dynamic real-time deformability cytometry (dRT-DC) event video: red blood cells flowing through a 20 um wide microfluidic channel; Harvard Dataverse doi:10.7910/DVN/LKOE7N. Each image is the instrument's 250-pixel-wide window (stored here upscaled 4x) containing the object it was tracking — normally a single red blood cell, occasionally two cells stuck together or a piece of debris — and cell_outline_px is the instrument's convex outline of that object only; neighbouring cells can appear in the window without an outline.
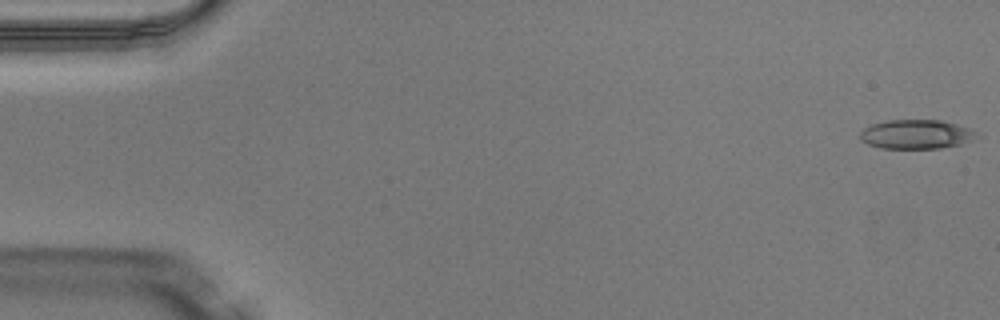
{"species": "Egyptian fruit bat (a non-hibernating species)", "species_latin": "Rousettus aegyptiacus", "temperature_condition": "warm", "stored_images_in_passage": 45, "camera_frame_rate_fps": 3000, "um_per_image_px": 0.085, "animal": {"sex": "male"}, "frame": {"image": 1, "passage_image": 1, "time_ms": 0.0, "image_size_px": [1000, 320], "cell_outline_px": [[980, 136], [964, 144], [940, 148], [880, 148], [868, 144], [860, 140], [860, 132], [864, 128], [872, 124], [888, 120], [940, 120], [956, 124], [968, 128], [976, 132]], "centroid_in_image_um": [77.89, 11.42], "position_along_channel_um": 7.1, "area_um2": 19.88}}
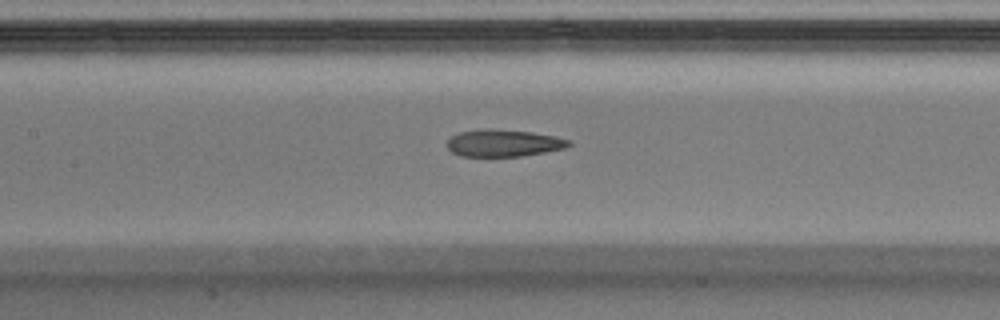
{"frame": {"image": 2, "passage_image": 23, "time_ms": 7.333, "image_size_px": [1000, 320], "cell_outline_px": [[572, 144], [564, 148], [544, 152], [520, 156], [460, 156], [452, 152], [448, 148], [448, 140], [452, 136], [460, 132], [484, 128], [492, 128], [532, 132], [556, 136], [568, 140]], "centroid_in_image_um": [42.79, 12.15], "position_along_channel_um": 164.6, "area_um2": 19.13}}
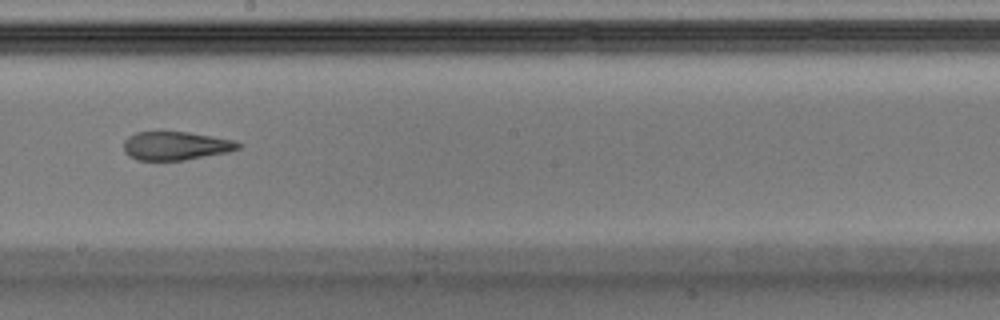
{"frame": {"image": 3, "passage_image": 28, "time_ms": 9.0, "image_size_px": [1000, 320], "cell_outline_px": [[244, 144], [240, 148], [228, 152], [184, 160], [136, 160], [128, 156], [124, 152], [124, 140], [128, 136], [136, 132], [160, 128], [188, 132], [212, 136], [232, 140]], "centroid_in_image_um": [14.88, 12.35], "position_along_channel_um": 233.3, "area_um2": 19.83}}